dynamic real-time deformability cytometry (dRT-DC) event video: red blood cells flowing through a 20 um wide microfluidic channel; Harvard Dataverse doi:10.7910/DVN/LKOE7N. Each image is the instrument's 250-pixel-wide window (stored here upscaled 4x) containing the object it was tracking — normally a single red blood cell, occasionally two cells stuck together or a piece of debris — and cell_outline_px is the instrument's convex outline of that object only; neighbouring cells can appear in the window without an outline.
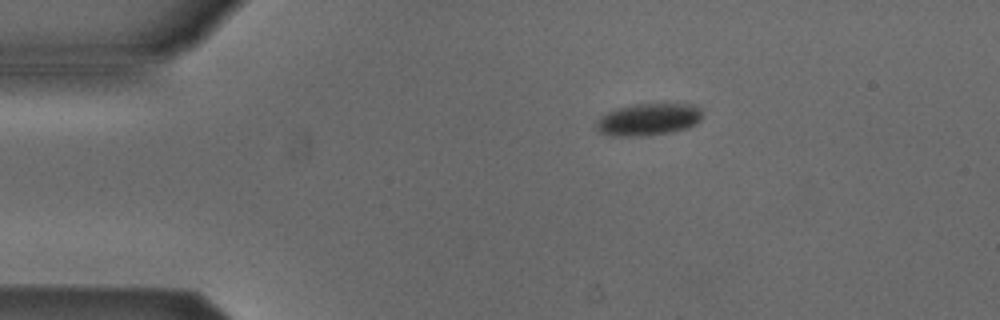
{"species": "Egyptian fruit bat (a non-hibernating species)", "species_latin": "Rousettus aegyptiacus", "temperature_condition": "cold", "stored_images_in_passage": 4, "camera_frame_rate_fps": 3000, "um_per_image_px": 0.085, "animal": {"sex": "male"}, "frame": {"image": 1, "passage_image": 1, "time_ms": 0.0, "image_size_px": [1000, 320], "cell_outline_px": [[700, 120], [696, 124], [684, 128], [668, 132], [620, 136], [600, 132], [596, 128], [596, 124], [600, 116], [616, 108], [632, 104], [692, 104], [700, 108]], "centroid_in_image_um": [55.09, 10.11], "position_along_channel_um": 29.9, "area_um2": 19.19}}
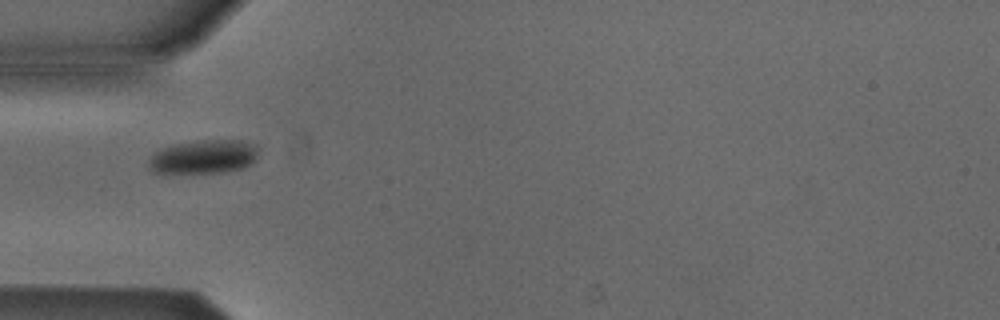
{"frame": {"image": 2, "passage_image": 3, "time_ms": 0.667, "image_size_px": [1000, 320], "cell_outline_px": [[260, 148], [256, 160], [252, 164], [244, 168], [224, 172], [172, 176], [152, 172], [148, 168], [148, 160], [156, 152], [172, 144], [196, 140], [240, 140], [256, 144]], "centroid_in_image_um": [17.3, 13.37], "position_along_channel_um": 67.7, "area_um2": 22.83}}
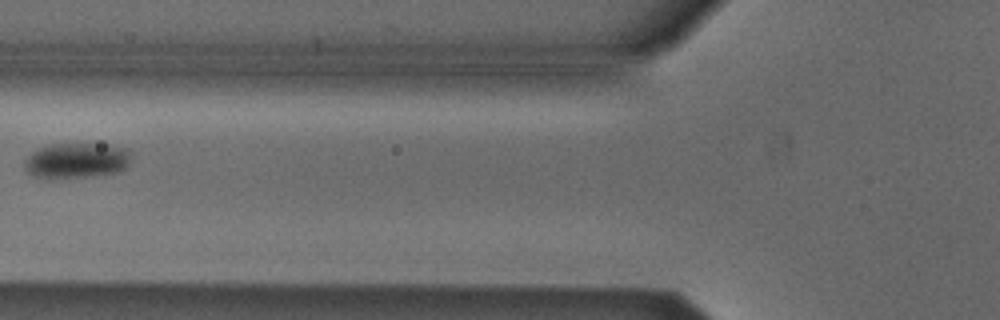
{"frame": {"image": 3, "passage_image": 4, "time_ms": 1.0, "image_size_px": [1000, 320], "cell_outline_px": [[132, 152], [128, 164], [124, 168], [116, 172], [84, 176], [32, 176], [24, 168], [24, 164], [28, 156], [32, 152], [48, 144], [108, 144], [128, 148]], "centroid_in_image_um": [6.55, 13.59], "position_along_channel_um": 119.3, "area_um2": 21.44}}